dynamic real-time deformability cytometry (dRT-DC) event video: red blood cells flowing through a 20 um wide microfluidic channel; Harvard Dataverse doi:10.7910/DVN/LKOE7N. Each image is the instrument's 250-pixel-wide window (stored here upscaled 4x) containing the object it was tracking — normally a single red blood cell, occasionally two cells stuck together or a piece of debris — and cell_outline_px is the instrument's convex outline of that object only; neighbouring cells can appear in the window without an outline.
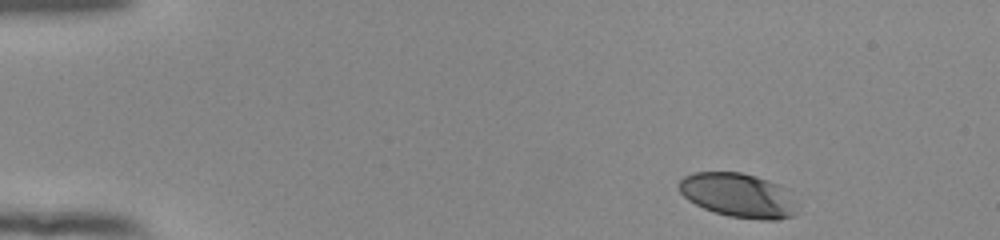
{"species": "human", "species_latin": "Homo sapiens", "temperature_condition": "room temperature", "stored_images_in_passage": 48, "camera_frame_rate_fps": 3000, "um_per_image_px": 0.085, "donor": {"sex": "female"}, "frame": {"image": 1, "passage_image": 2, "time_ms": 0.333, "image_size_px": [1000, 240], "cell_outline_px": [[792, 216], [776, 220], [760, 220], [728, 216], [704, 208], [688, 200], [680, 192], [680, 180], [684, 176], [692, 172], [740, 172], [756, 176], [780, 184], [788, 188], [792, 212]], "centroid_in_image_um": [62.69, 16.58], "position_along_channel_um": 22.3, "area_um2": 30.0}}
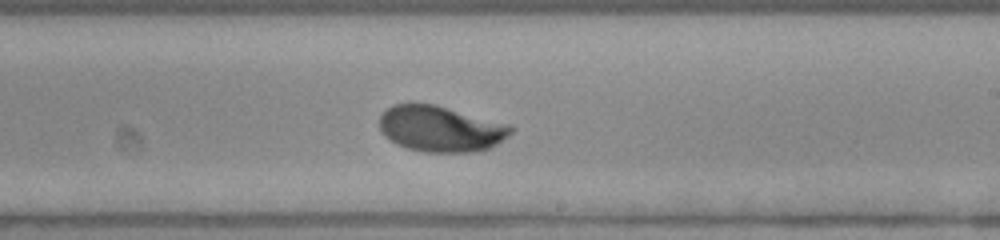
{"frame": {"image": 2, "passage_image": 28, "time_ms": 9.0, "image_size_px": [1000, 240], "cell_outline_px": [[516, 128], [508, 136], [492, 148], [472, 152], [424, 152], [408, 148], [396, 144], [384, 136], [380, 128], [380, 116], [392, 104], [408, 100], [412, 100], [436, 104], [512, 124]], "centroid_in_image_um": [37.47, 10.9], "position_along_channel_um": 251.5, "area_um2": 36.24}}
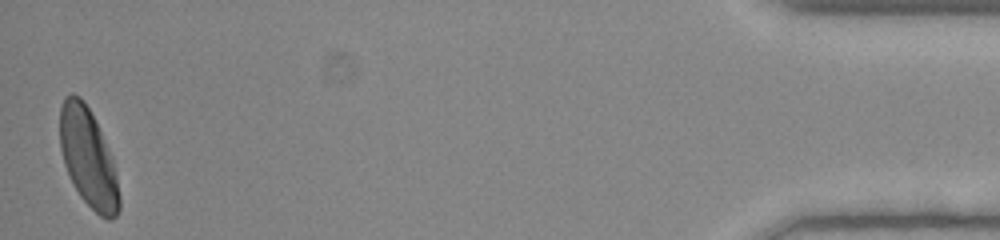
{"frame": {"image": 3, "passage_image": 48, "time_ms": 15.667, "image_size_px": [1000, 240], "cell_outline_px": [[120, 208], [116, 216], [112, 220], [108, 220], [100, 216], [80, 196], [64, 164], [60, 148], [60, 108], [64, 96], [72, 92], [80, 96], [84, 100], [112, 156], [120, 196]], "centroid_in_image_um": [7.49, 13.41], "position_along_channel_um": 427.7, "area_um2": 33.76}, "authors_computed_cell_mechanics": {"area_um2": 33.9575, "velocity_mm_per_s": 3.8855, "shape_relaxation_time_tau1_ms": 3.15, "shape_relaxation_time_tau2_ms": null, "deformation_change_tau1": 0.1609, "deformation_change_tau2": null}}